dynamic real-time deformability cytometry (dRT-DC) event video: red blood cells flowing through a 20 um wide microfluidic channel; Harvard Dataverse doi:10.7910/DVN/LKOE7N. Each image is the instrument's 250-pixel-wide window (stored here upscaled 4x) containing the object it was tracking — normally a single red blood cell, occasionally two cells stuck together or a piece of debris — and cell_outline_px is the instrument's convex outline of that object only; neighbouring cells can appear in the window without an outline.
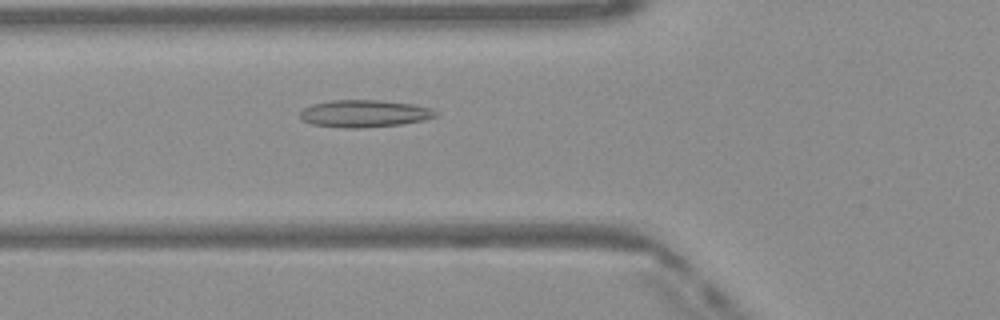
{"species": "Egyptian fruit bat (a non-hibernating species)", "species_latin": "Rousettus aegyptiacus", "temperature_condition": "warm", "stored_images_in_passage": 49, "camera_frame_rate_fps": 3000, "um_per_image_px": 0.085, "frame": {"image": 1, "passage_image": 18, "time_ms": 5.667, "image_size_px": [1000, 320], "cell_outline_px": [[440, 116], [424, 120], [400, 124], [360, 128], [344, 128], [312, 124], [300, 120], [300, 112], [304, 108], [312, 104], [332, 100], [380, 100], [412, 104], [432, 108], [440, 112]], "centroid_in_image_um": [31.0, 9.65], "position_along_channel_um": 94.8, "area_um2": 21.73}}
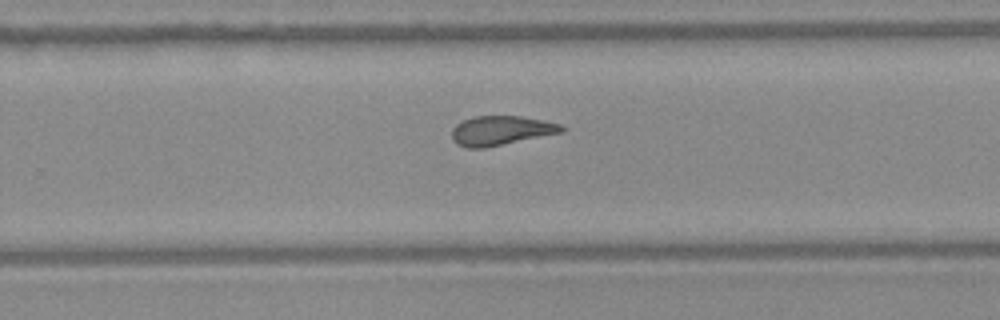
{"frame": {"image": 2, "passage_image": 32, "time_ms": 10.333, "image_size_px": [1000, 320], "cell_outline_px": [[564, 132], [484, 148], [464, 148], [456, 144], [452, 140], [452, 128], [456, 124], [472, 116], [520, 116], [544, 120], [560, 124], [564, 128]], "centroid_in_image_um": [42.55, 11.1], "position_along_channel_um": 287.2, "area_um2": 18.9}}
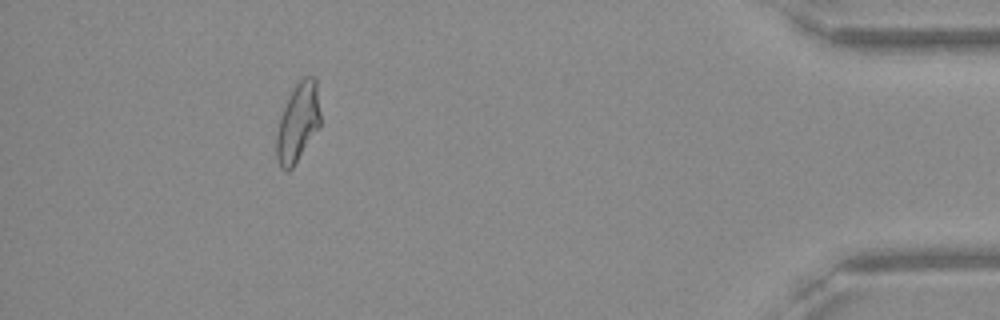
{"frame": {"image": 3, "passage_image": 45, "time_ms": 14.667, "image_size_px": [1000, 320], "cell_outline_px": [[320, 128], [292, 168], [288, 172], [280, 168], [276, 156], [276, 132], [288, 96], [296, 84], [304, 76], [316, 76], [320, 112]], "centroid_in_image_um": [25.33, 10.42], "position_along_channel_um": 409.9, "area_um2": 20.35}, "authors_computed_cell_mechanics": {"area_um2": 20.23, "velocity_mm_per_s": 4.1074, "shape_relaxation_time_tau1_ms": 9.9413, "shape_relaxation_time_tau2_ms": 1.9812, "deformation_change_tau1": 0.2508, "deformation_change_tau2": 0.1076}}